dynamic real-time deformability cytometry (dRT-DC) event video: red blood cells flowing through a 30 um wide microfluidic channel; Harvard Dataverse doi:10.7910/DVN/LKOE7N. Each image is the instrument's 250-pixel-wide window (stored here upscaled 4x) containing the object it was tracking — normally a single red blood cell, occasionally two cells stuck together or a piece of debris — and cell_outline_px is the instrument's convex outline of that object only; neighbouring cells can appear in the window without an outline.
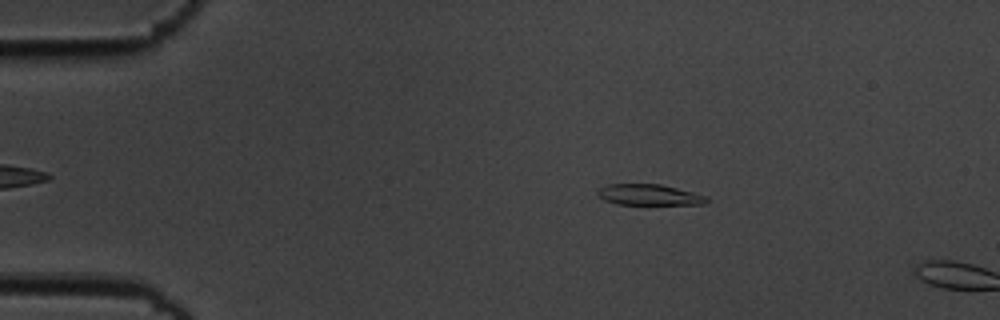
{"species": "common noctule bat (a hibernating species)", "species_latin": "Nyctalus noctula", "temperature_condition": "cold", "stored_images_in_passage": 12, "camera_frame_rate_fps": 3000, "um_per_image_px": 0.085, "animal": {"sex": "male", "body_mass_g": 19.5, "forearm_length_mm": 54.6}, "frame": {"image": 1, "passage_image": 10, "time_ms": 3.0, "image_size_px": [1000, 320], "cell_outline_px": [[708, 200], [704, 204], [616, 204], [604, 200], [596, 192], [600, 188], [608, 184], [660, 184], [708, 196]], "centroid_in_image_um": [55.17, 16.56], "position_along_channel_um": 29.8, "area_um2": 13.12}}